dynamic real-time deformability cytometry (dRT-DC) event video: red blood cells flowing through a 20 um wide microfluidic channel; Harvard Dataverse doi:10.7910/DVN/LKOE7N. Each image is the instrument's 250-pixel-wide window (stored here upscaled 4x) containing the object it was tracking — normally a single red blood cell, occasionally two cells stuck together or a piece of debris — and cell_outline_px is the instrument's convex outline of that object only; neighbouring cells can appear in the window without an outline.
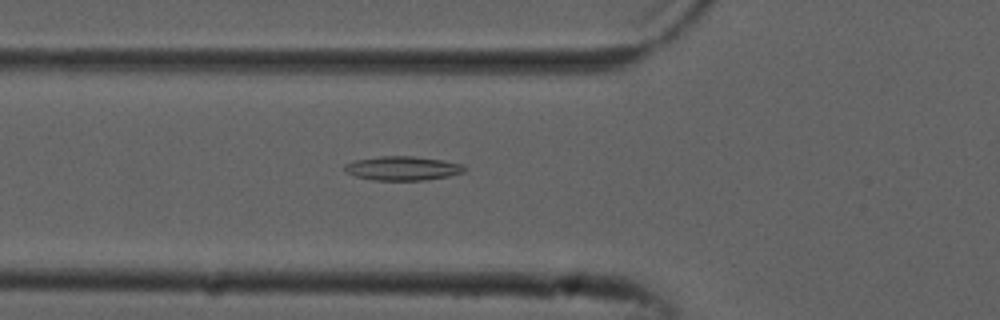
{"species": "common noctule bat (a hibernating species)", "species_latin": "Nyctalus noctula", "temperature_condition": "cold", "stored_images_in_passage": 53, "camera_frame_rate_fps": 3000, "um_per_image_px": 0.085, "animal": {"sex": "male", "forearm_length_mm": 52.5}, "frame": {"image": 1, "passage_image": 19, "time_ms": 6.0, "image_size_px": [1000, 320], "cell_outline_px": [[468, 168], [464, 172], [448, 176], [424, 180], [376, 180], [356, 176], [344, 172], [344, 164], [356, 160], [380, 156], [412, 156], [440, 160], [464, 164]], "centroid_in_image_um": [34.23, 14.3], "position_along_channel_um": 91.6, "area_um2": 16.76}}
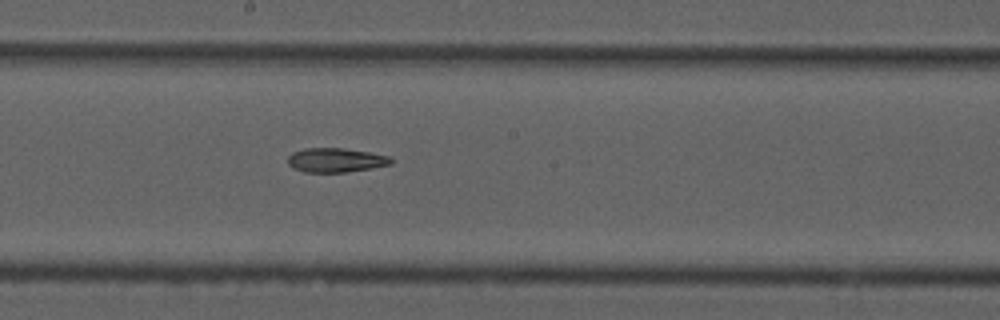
{"frame": {"image": 2, "passage_image": 29, "time_ms": 9.333, "image_size_px": [1000, 320], "cell_outline_px": [[392, 164], [344, 172], [304, 172], [292, 168], [288, 164], [288, 156], [292, 152], [304, 148], [344, 148], [368, 152], [388, 156], [392, 160]], "centroid_in_image_um": [28.47, 13.6], "position_along_channel_um": 219.7, "area_um2": 14.45}}
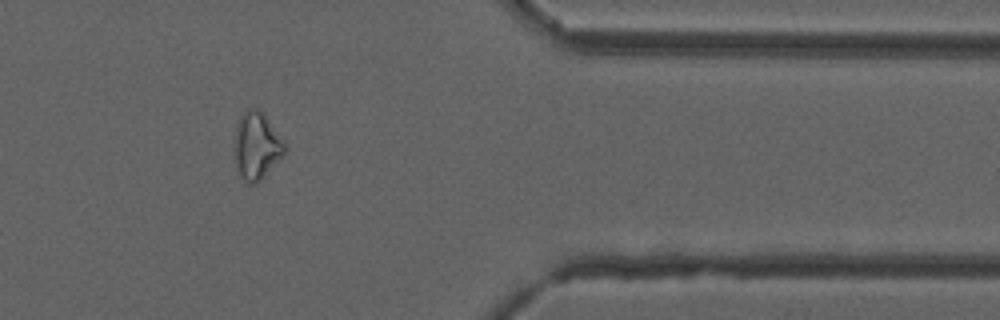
{"frame": {"image": 3, "passage_image": 44, "time_ms": 14.333, "image_size_px": [1000, 320], "cell_outline_px": [[284, 152], [260, 180], [256, 184], [248, 184], [240, 176], [236, 168], [232, 140], [236, 124], [240, 116], [248, 108], [260, 108], [264, 112], [284, 140]], "centroid_in_image_um": [21.75, 12.34], "position_along_channel_um": 389.7, "area_um2": 20.0}}